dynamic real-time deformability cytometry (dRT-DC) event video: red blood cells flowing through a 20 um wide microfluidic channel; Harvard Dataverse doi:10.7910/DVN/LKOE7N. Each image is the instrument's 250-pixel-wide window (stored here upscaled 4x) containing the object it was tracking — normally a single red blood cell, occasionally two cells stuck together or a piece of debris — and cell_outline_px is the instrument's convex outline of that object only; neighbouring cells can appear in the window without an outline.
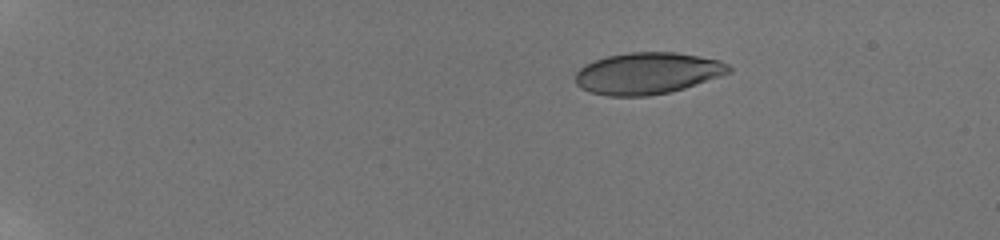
{"species": "human", "species_latin": "Homo sapiens", "temperature_condition": "room temperature", "stored_images_in_passage": 47, "camera_frame_rate_fps": 3000, "um_per_image_px": 0.085, "donor": {"sex": "male"}, "frame": {"image": 1, "passage_image": 1, "time_ms": 0.0, "image_size_px": [1000, 240], "cell_outline_px": [[732, 72], [684, 88], [668, 92], [648, 96], [608, 96], [592, 92], [580, 88], [576, 84], [576, 72], [584, 64], [608, 56], [628, 52], [676, 52], [720, 60], [728, 64], [732, 68]], "centroid_in_image_um": [55.04, 6.22], "position_along_channel_um": 30.0, "area_um2": 37.17}}
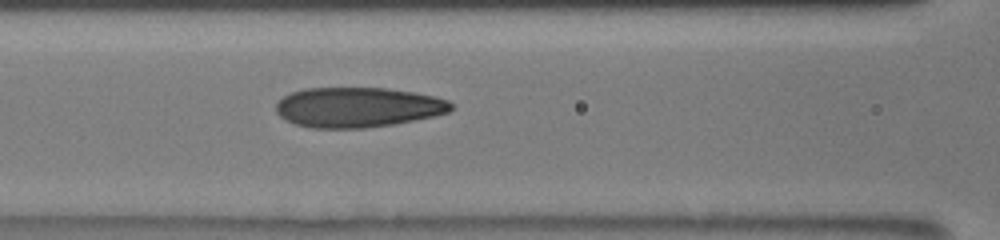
{"frame": {"image": 2, "passage_image": 19, "time_ms": 6.0, "image_size_px": [1000, 240], "cell_outline_px": [[452, 108], [448, 112], [432, 116], [392, 124], [364, 128], [312, 128], [296, 124], [284, 120], [276, 112], [276, 104], [284, 96], [292, 92], [304, 88], [388, 88], [412, 92], [432, 96], [448, 100], [452, 104]], "centroid_in_image_um": [30.37, 9.12], "position_along_channel_um": 136.2, "area_um2": 40.58}}
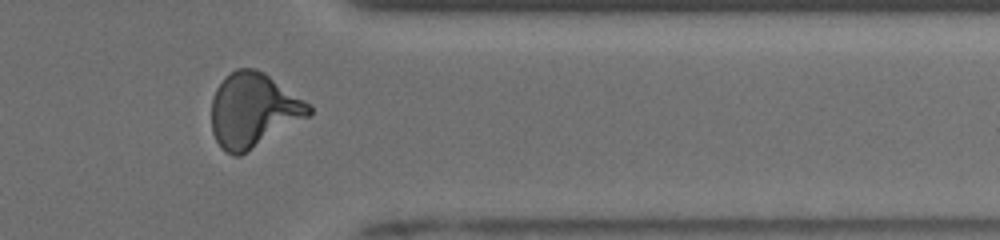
{"frame": {"image": 3, "passage_image": 39, "time_ms": 12.667, "image_size_px": [1000, 240], "cell_outline_px": [[312, 116], [240, 156], [232, 156], [220, 148], [212, 132], [212, 96], [216, 88], [224, 76], [236, 68], [256, 68], [264, 72], [304, 100], [312, 108]], "centroid_in_image_um": [21.53, 9.38], "position_along_channel_um": 389.9, "area_um2": 42.66}, "authors_computed_cell_mechanics": {"area_um2": 40.0554, "velocity_mm_per_s": 3.8483, "shape_relaxation_time_tau1_ms": 6.0093, "shape_relaxation_time_tau2_ms": 0.9807, "deformation_change_tau1": 0.2256, "deformation_change_tau2": 0.0775}}